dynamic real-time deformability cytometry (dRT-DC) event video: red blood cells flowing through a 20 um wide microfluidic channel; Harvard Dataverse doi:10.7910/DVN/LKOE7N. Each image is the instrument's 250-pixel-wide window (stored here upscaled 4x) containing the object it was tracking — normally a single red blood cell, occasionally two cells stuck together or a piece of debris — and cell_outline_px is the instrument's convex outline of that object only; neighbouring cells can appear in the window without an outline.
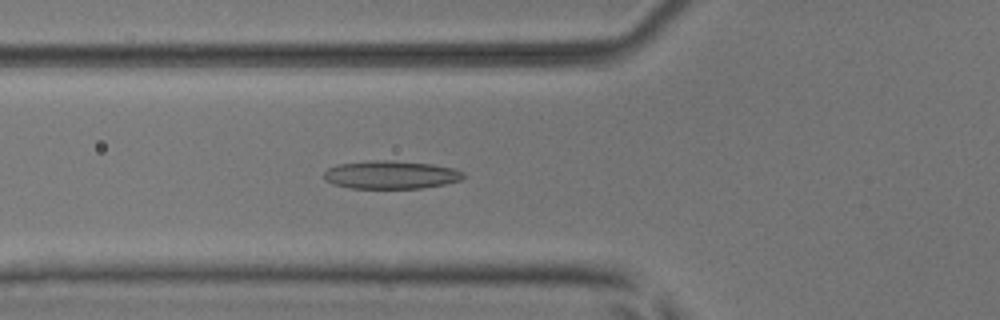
{"species": "common noctule bat (a hibernating species)", "species_latin": "Nyctalus noctula", "temperature_condition": "room temperature", "stored_images_in_passage": 38, "camera_frame_rate_fps": 3000, "um_per_image_px": 0.085, "animal": {"sex": "male", "body_mass_g": 17.9, "forearm_length_mm": 54.2}, "frame": {"image": 1, "passage_image": 9, "time_ms": 2.667, "image_size_px": [1000, 320], "cell_outline_px": [[464, 176], [460, 180], [444, 184], [420, 188], [348, 188], [332, 184], [324, 180], [324, 172], [328, 168], [336, 164], [372, 160], [392, 160], [432, 164], [456, 168], [464, 172]], "centroid_in_image_um": [33.2, 14.85], "position_along_channel_um": 92.6, "area_um2": 23.06}}
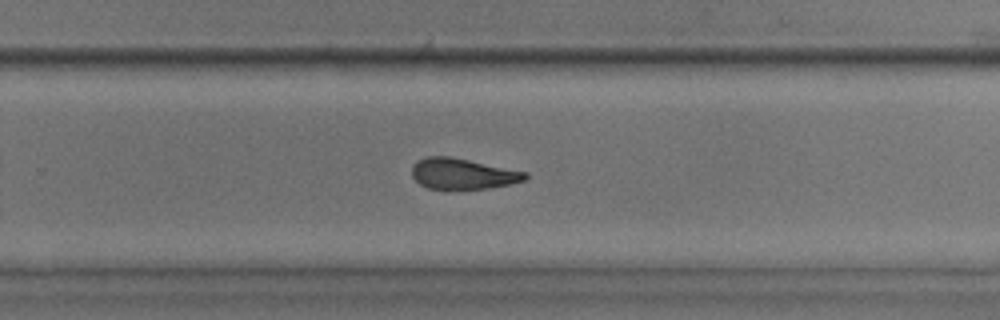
{"frame": {"image": 2, "passage_image": 24, "time_ms": 7.667, "image_size_px": [1000, 320], "cell_outline_px": [[528, 176], [524, 180], [512, 184], [488, 188], [428, 188], [420, 184], [412, 176], [412, 164], [428, 156], [448, 156], [528, 172]], "centroid_in_image_um": [39.34, 14.76], "position_along_channel_um": 290.5, "area_um2": 20.0}}
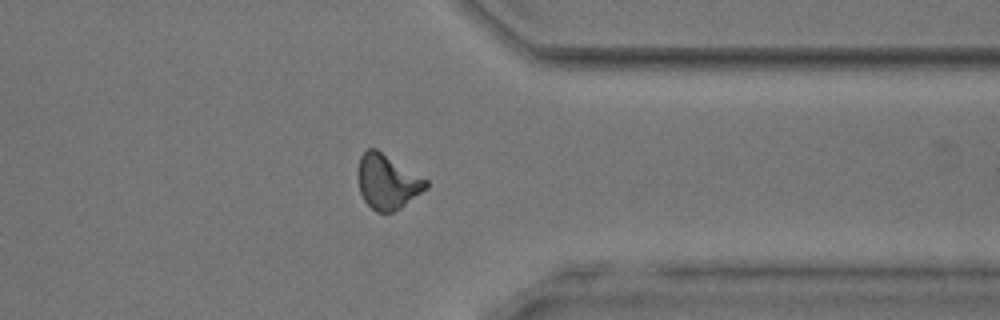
{"frame": {"image": 3, "passage_image": 31, "time_ms": 10.0, "image_size_px": [1000, 320], "cell_outline_px": [[428, 188], [400, 208], [392, 212], [376, 212], [364, 200], [360, 192], [356, 176], [356, 168], [360, 156], [368, 148], [376, 148], [428, 180]], "centroid_in_image_um": [32.89, 15.43], "position_along_channel_um": 378.5, "area_um2": 21.91}, "authors_computed_cell_mechanics": {"area_um2": 21.4727, "velocity_mm_per_s": 3.9672, "shape_relaxation_time_tau1_ms": 10.269, "shape_relaxation_time_tau2_ms": 3.014, "deformation_change_tau1": 0.2341, "deformation_change_tau2": 0.1097}}